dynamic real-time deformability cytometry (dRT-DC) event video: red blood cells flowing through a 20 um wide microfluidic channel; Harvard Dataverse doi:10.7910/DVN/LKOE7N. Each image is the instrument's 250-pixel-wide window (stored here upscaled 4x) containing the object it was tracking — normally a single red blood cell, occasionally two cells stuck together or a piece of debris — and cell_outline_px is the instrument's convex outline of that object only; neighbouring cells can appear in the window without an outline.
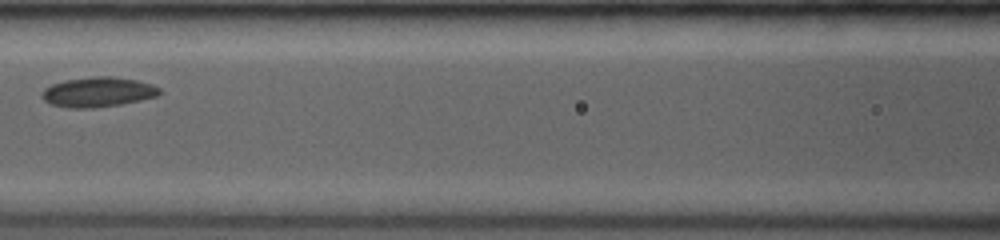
{"species": "common noctule bat (a hibernating species)", "species_latin": "Nyctalus noctula", "temperature_condition": "room temperature", "stored_images_in_passage": 10, "camera_frame_rate_fps": 3500, "um_per_image_px": 0.085, "animal": {"sex": "female", "body_mass_g": 19.0, "forearm_length_mm": 53.3}, "frame": {"image": 1, "passage_image": 4, "time_ms": 3.143, "image_size_px": [1000, 240], "cell_outline_px": [[160, 92], [156, 96], [140, 100], [120, 104], [92, 108], [68, 108], [48, 104], [40, 96], [40, 92], [44, 88], [52, 84], [64, 80], [96, 76], [112, 76], [136, 80], [152, 84], [160, 88]], "centroid_in_image_um": [8.26, 7.82], "position_along_channel_um": 158.3, "area_um2": 20.58}}
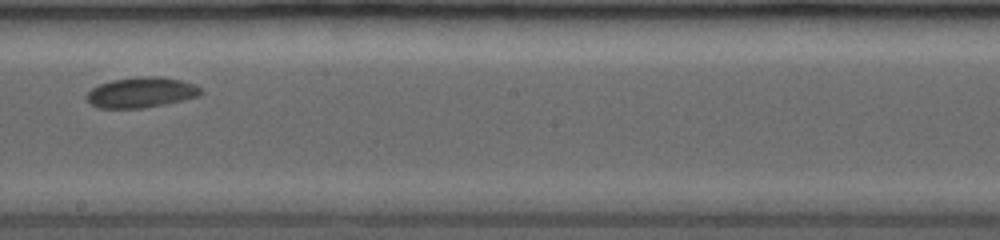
{"frame": {"image": 2, "passage_image": 6, "time_ms": 5.143, "image_size_px": [1000, 240], "cell_outline_px": [[204, 92], [200, 96], [164, 104], [144, 108], [100, 108], [92, 104], [84, 96], [92, 88], [100, 84], [112, 80], [140, 76], [160, 76], [180, 80], [192, 84], [200, 88]], "centroid_in_image_um": [12.0, 7.85], "position_along_channel_um": 236.2, "area_um2": 20.17}}
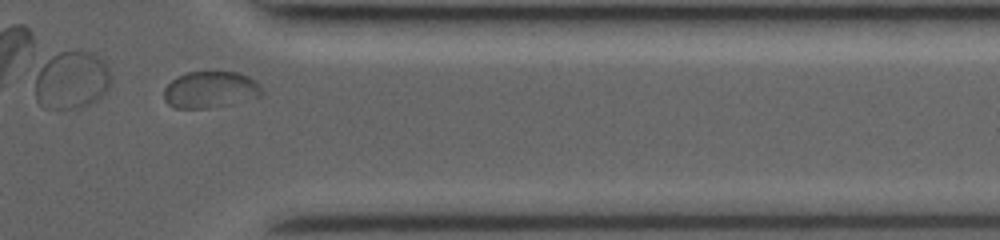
{"frame": {"image": 3, "passage_image": 10, "time_ms": 9.143, "image_size_px": [1000, 240], "cell_outline_px": [[264, 92], [260, 96], [232, 104], [208, 108], [172, 108], [164, 100], [164, 88], [176, 76], [188, 72], [240, 72], [256, 80], [260, 84]], "centroid_in_image_um": [17.89, 7.62], "position_along_channel_um": 393.5, "area_um2": 21.15}, "authors_computed_cell_mechanics": {"area_um2": 20.2011, "velocity_mm_per_s": 3.9123, "shape_relaxation_time_tau1_ms": 2.7478, "shape_relaxation_time_tau2_ms": 1.2897, "deformation_change_tau1": 0.0511, "deformation_change_tau2": 0.0257}}